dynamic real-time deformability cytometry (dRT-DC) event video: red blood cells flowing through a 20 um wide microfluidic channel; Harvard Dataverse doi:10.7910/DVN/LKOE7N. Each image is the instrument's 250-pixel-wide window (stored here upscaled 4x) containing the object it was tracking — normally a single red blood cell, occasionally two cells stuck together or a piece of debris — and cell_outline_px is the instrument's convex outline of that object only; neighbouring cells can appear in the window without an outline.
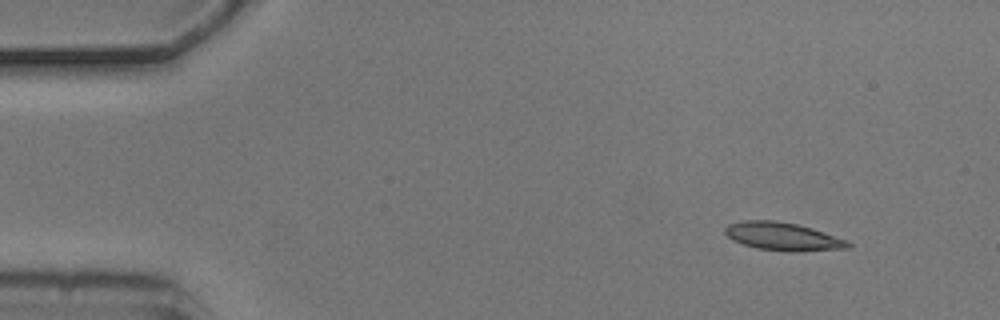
{"species": "common noctule bat (a hibernating species)", "species_latin": "Nyctalus noctula", "temperature_condition": "cold", "stored_images_in_passage": 4, "camera_frame_rate_fps": 3000, "um_per_image_px": 0.085, "animal": {"sex": "male", "body_mass_g": 20.5, "forearm_length_mm": 52.5}, "frame": {"image": 1, "passage_image": 1, "time_ms": 0.0, "image_size_px": [1000, 320], "cell_outline_px": [[852, 244], [848, 248], [792, 252], [788, 252], [756, 248], [732, 240], [724, 232], [724, 228], [728, 224], [744, 220], [772, 220], [796, 224], [812, 228], [848, 240]], "centroid_in_image_um": [66.54, 20.1], "position_along_channel_um": 18.5, "area_um2": 20.11}}
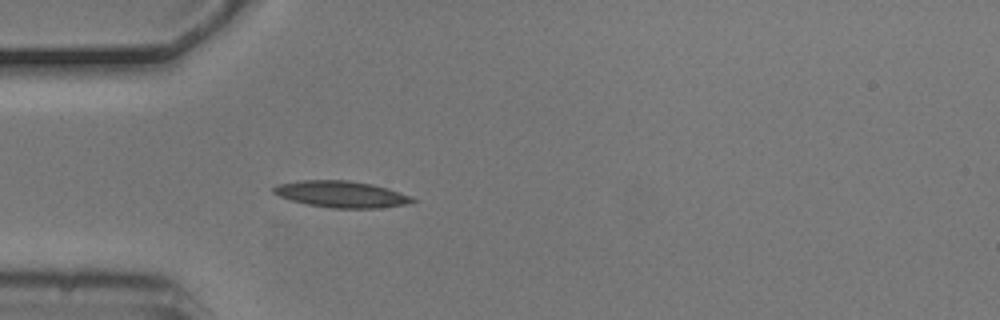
{"frame": {"image": 2, "passage_image": 4, "time_ms": 1.0, "image_size_px": [1000, 320], "cell_outline_px": [[416, 200], [408, 204], [380, 208], [332, 208], [308, 204], [292, 200], [280, 196], [272, 192], [272, 188], [276, 184], [300, 180], [348, 180], [372, 184], [388, 188], [412, 196]], "centroid_in_image_um": [29.02, 16.5], "position_along_channel_um": 56.0, "area_um2": 21.5}}